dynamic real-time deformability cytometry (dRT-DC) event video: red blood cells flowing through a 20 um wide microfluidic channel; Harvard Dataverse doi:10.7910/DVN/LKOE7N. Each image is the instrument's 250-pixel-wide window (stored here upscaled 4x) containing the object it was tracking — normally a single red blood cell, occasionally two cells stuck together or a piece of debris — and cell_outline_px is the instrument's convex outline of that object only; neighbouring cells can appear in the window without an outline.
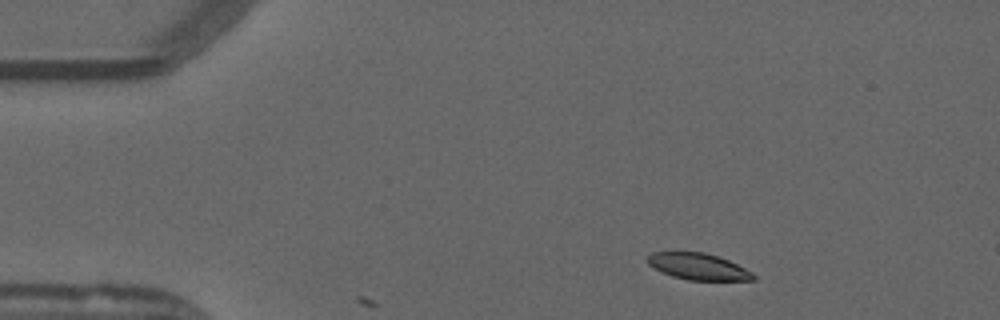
{"species": "common noctule bat (a hibernating species)", "species_latin": "Nyctalus noctula", "temperature_condition": "warm", "stored_images_in_passage": 4, "camera_frame_rate_fps": 3000, "um_per_image_px": 0.085, "animal": {"sex": "male", "forearm_length_mm": 52.5}, "frame": {"image": 1, "passage_image": 1, "time_ms": 0.0, "image_size_px": [1000, 320], "cell_outline_px": [[756, 280], [688, 280], [672, 276], [660, 272], [652, 268], [648, 264], [648, 256], [652, 252], [704, 252], [728, 260], [752, 272], [756, 276]], "centroid_in_image_um": [59.32, 22.66], "position_along_channel_um": 25.7, "area_um2": 16.3}}